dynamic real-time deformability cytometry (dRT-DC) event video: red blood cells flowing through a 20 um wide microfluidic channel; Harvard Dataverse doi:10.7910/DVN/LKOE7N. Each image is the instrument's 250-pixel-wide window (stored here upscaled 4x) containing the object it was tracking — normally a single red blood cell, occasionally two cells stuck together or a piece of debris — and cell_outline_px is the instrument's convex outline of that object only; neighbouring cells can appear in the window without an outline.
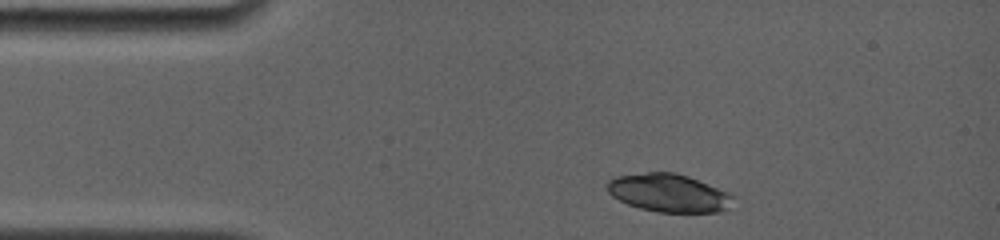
{"species": "common noctule bat (a hibernating species)", "species_latin": "Nyctalus noctula", "temperature_condition": "room temperature", "stored_images_in_passage": 2, "camera_frame_rate_fps": 4000, "um_per_image_px": 0.085, "animal": {"sex": "female", "body_mass_g": 19.0, "forearm_length_mm": 56.7}, "frame": {"image": 1, "passage_image": 1, "time_ms": 0.0, "image_size_px": [1000, 240], "cell_outline_px": [[736, 196], [724, 208], [716, 212], [656, 212], [640, 208], [628, 204], [612, 196], [608, 192], [608, 180], [616, 176], [648, 172], [676, 172], [688, 176], [732, 192]], "centroid_in_image_um": [56.85, 16.38], "position_along_channel_um": 28.1, "area_um2": 27.92}}